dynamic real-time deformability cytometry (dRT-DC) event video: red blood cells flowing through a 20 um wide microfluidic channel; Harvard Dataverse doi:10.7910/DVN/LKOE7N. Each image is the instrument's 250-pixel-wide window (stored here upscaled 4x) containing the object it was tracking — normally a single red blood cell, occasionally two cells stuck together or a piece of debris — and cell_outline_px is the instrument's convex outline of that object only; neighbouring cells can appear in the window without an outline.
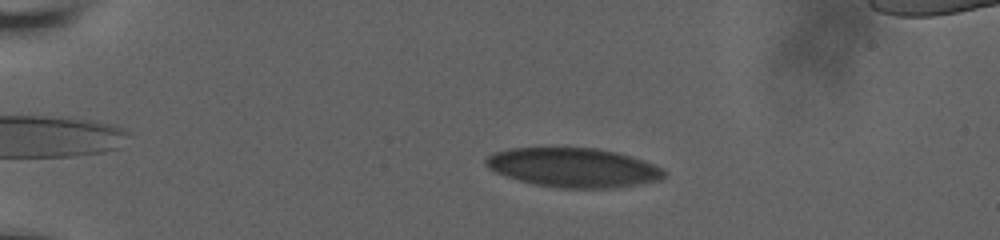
{"species": "human", "species_latin": "Homo sapiens", "temperature_condition": "room temperature", "stored_images_in_passage": 56, "camera_frame_rate_fps": 3000, "um_per_image_px": 0.085, "donor": {"sex": "male"}, "frame": {"image": 1, "passage_image": 11, "time_ms": 3.333, "image_size_px": [1000, 240], "cell_outline_px": [[668, 172], [660, 180], [640, 184], [608, 188], [564, 188], [536, 184], [520, 180], [496, 172], [488, 168], [484, 164], [484, 160], [488, 156], [496, 152], [512, 148], [596, 148], [616, 152], [652, 164]], "centroid_in_image_um": [48.73, 14.24], "position_along_channel_um": 36.3, "area_um2": 40.23}}
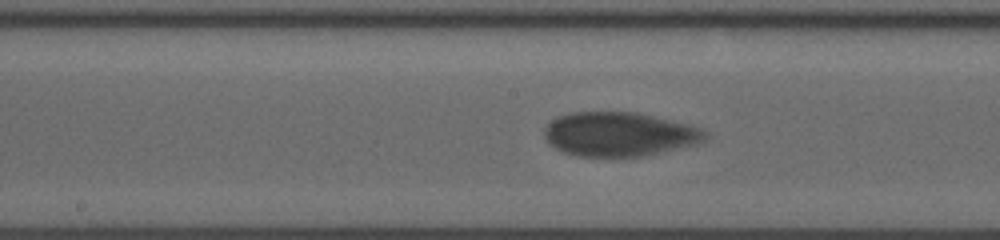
{"frame": {"image": 2, "passage_image": 30, "time_ms": 9.667, "image_size_px": [1000, 240], "cell_outline_px": [[708, 136], [704, 140], [696, 144], [644, 156], [576, 156], [564, 152], [548, 144], [544, 136], [544, 128], [552, 120], [568, 112], [636, 112], [688, 124], [700, 128]], "centroid_in_image_um": [52.6, 11.4], "position_along_channel_um": 195.6, "area_um2": 41.21}}
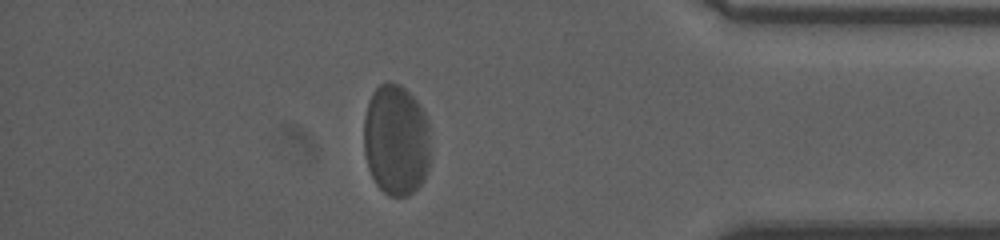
{"frame": {"image": 3, "passage_image": 49, "time_ms": 16.0, "image_size_px": [1000, 240], "cell_outline_px": [[428, 168], [420, 184], [408, 196], [388, 196], [376, 184], [368, 168], [364, 152], [364, 116], [368, 100], [372, 92], [380, 84], [388, 80], [400, 84], [420, 104], [428, 120]], "centroid_in_image_um": [33.63, 11.87], "position_along_channel_um": 401.6, "area_um2": 43.35}}